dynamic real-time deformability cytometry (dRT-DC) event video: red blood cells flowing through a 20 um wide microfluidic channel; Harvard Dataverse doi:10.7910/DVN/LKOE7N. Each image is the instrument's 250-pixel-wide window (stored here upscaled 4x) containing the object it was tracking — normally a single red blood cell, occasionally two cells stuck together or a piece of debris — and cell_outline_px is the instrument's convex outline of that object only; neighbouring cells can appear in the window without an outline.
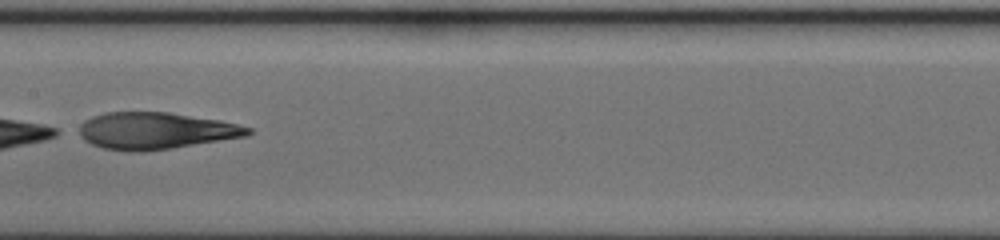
{"species": "human", "species_latin": "Homo sapiens", "temperature_condition": "cold", "stored_images_in_passage": 28, "camera_frame_rate_fps": 3000, "um_per_image_px": 0.085, "donor": {"sex": "female"}, "frame": {"image": 1, "passage_image": 16, "time_ms": 5.0, "image_size_px": [1000, 240], "cell_outline_px": [[252, 132], [248, 136], [172, 148], [144, 152], [128, 152], [104, 148], [92, 144], [84, 140], [72, 132], [84, 120], [92, 116], [104, 112], [168, 112], [220, 120], [252, 128]], "centroid_in_image_um": [13.14, 11.12], "position_along_channel_um": 194.3, "area_um2": 36.76}}
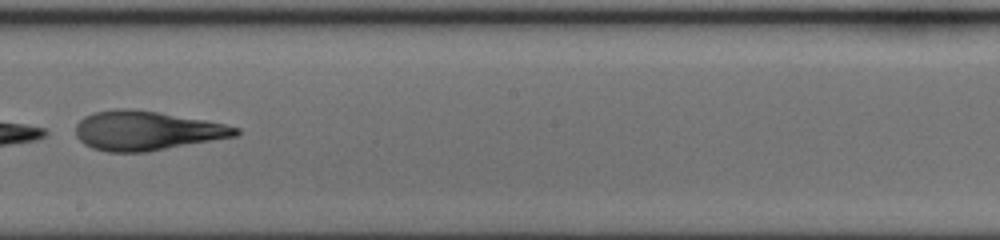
{"frame": {"image": 2, "passage_image": 19, "time_ms": 6.0, "image_size_px": [1000, 240], "cell_outline_px": [[240, 132], [236, 136], [148, 152], [108, 152], [92, 148], [84, 144], [76, 136], [76, 124], [84, 116], [92, 112], [116, 108], [132, 108], [160, 112], [204, 120], [224, 124], [240, 128]], "centroid_in_image_um": [12.43, 11.1], "position_along_channel_um": 235.8, "area_um2": 36.82}}